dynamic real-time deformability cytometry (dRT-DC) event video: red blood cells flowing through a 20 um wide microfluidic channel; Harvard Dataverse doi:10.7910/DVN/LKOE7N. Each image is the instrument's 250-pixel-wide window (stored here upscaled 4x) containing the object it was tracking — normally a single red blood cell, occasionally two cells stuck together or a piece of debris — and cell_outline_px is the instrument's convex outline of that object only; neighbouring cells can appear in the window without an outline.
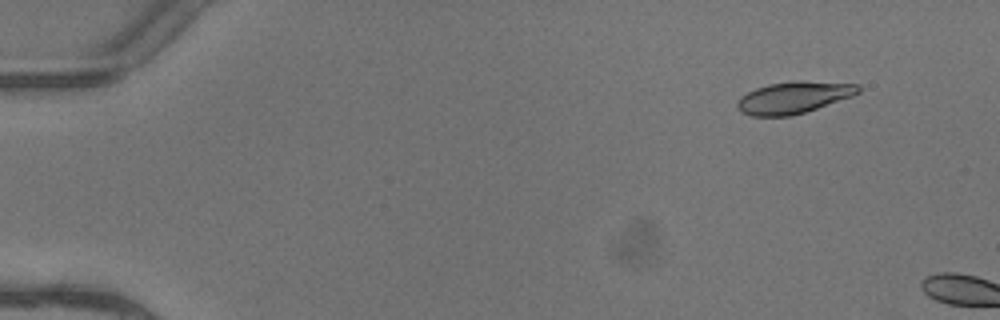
{"species": "common noctule bat (a hibernating species)", "species_latin": "Nyctalus noctula", "temperature_condition": "warm", "stored_images_in_passage": 3, "camera_frame_rate_fps": 3000, "um_per_image_px": 0.085, "animal": {"sex": "female"}, "frame": {"image": 1, "passage_image": 2, "time_ms": 0.333, "image_size_px": [1000, 320], "cell_outline_px": [[860, 92], [852, 96], [804, 112], [788, 116], [752, 116], [740, 112], [736, 108], [736, 104], [740, 96], [756, 88], [768, 84], [792, 80], [800, 80], [860, 84]], "centroid_in_image_um": [67.43, 8.27], "position_along_channel_um": 17.6, "area_um2": 22.54}}